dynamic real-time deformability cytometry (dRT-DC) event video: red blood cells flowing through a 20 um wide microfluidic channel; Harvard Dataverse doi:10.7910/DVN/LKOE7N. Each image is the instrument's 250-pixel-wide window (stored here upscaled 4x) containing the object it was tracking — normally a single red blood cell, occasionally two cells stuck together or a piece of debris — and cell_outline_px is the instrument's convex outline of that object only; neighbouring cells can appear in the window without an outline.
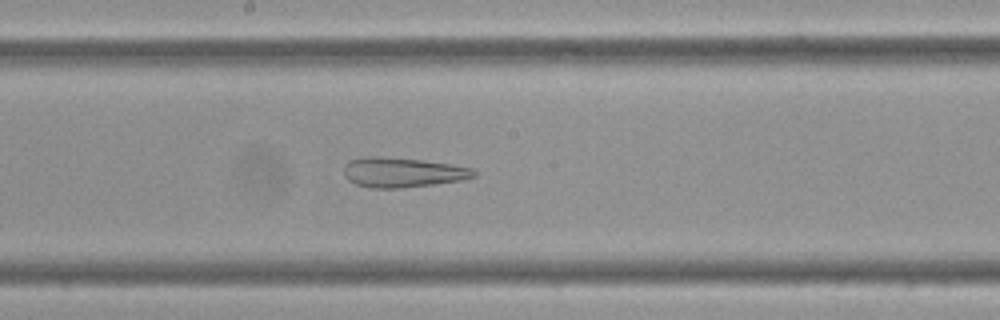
{"species": "Egyptian fruit bat (a non-hibernating species)", "species_latin": "Rousettus aegyptiacus", "temperature_condition": "cold", "stored_images_in_passage": 59, "camera_frame_rate_fps": 3000, "um_per_image_px": 0.085, "frame": {"image": 1, "passage_image": 32, "time_ms": 10.333, "image_size_px": [1000, 320], "cell_outline_px": [[476, 176], [464, 180], [400, 188], [372, 188], [356, 184], [348, 180], [344, 176], [344, 164], [348, 160], [364, 156], [376, 156], [424, 160], [472, 168], [476, 172]], "centroid_in_image_um": [34.18, 14.64], "position_along_channel_um": 214.0, "area_um2": 22.66}}
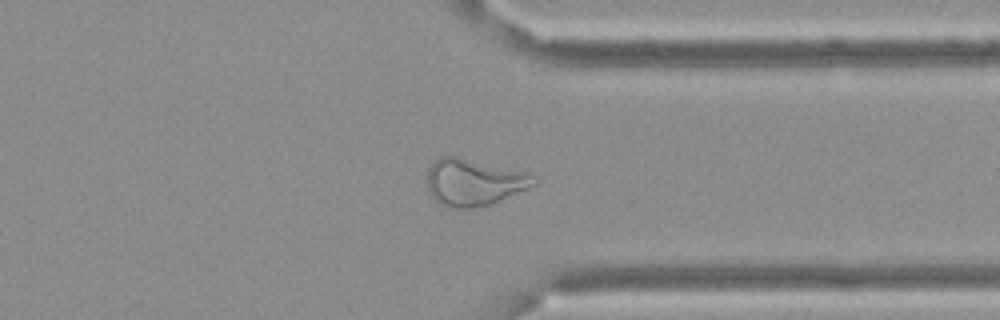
{"frame": {"image": 2, "passage_image": 46, "time_ms": 15.0, "image_size_px": [1000, 320], "cell_outline_px": [[540, 180], [536, 184], [528, 188], [492, 204], [472, 208], [452, 208], [440, 204], [432, 196], [428, 188], [428, 168], [440, 156], [456, 156], [536, 176]], "centroid_in_image_um": [40.26, 15.51], "position_along_channel_um": 371.1, "area_um2": 28.61}}
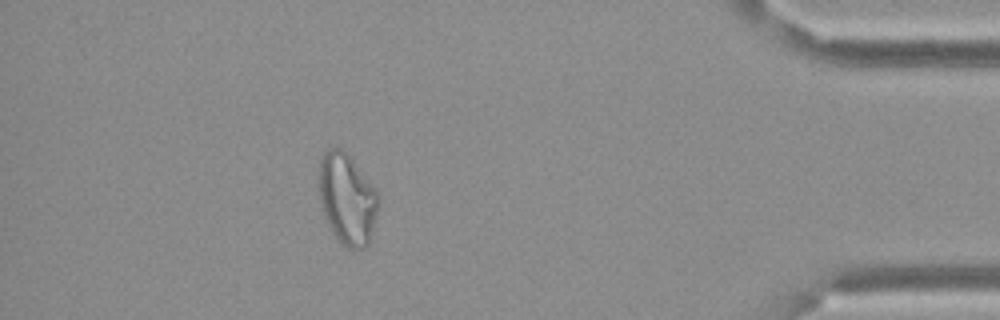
{"frame": {"image": 3, "passage_image": 53, "time_ms": 17.333, "image_size_px": [1000, 320], "cell_outline_px": [[380, 204], [368, 244], [364, 248], [348, 248], [340, 244], [332, 232], [328, 224], [320, 200], [320, 160], [324, 152], [328, 148], [340, 148], [352, 160], [376, 188], [380, 196]], "centroid_in_image_um": [29.54, 16.93], "position_along_channel_um": 405.7, "area_um2": 31.27}}